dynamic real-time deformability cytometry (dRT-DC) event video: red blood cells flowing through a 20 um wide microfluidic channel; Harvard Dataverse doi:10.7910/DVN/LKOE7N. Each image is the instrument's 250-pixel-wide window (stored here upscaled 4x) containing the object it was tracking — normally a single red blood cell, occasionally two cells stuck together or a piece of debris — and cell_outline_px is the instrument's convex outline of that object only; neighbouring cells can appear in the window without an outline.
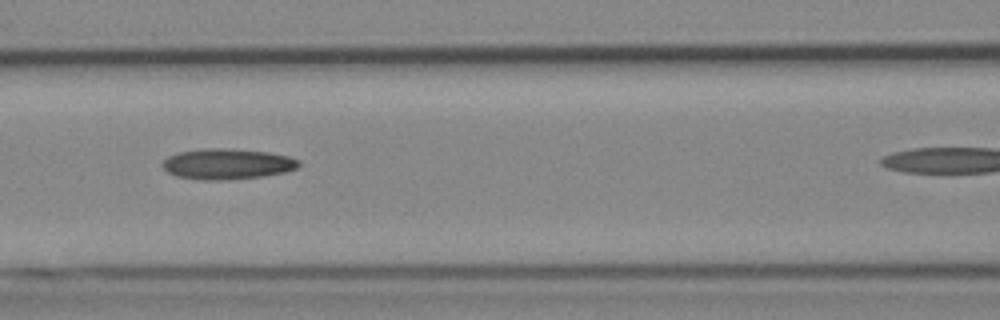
{"species": "Egyptian fruit bat (a non-hibernating species)", "species_latin": "Rousettus aegyptiacus", "temperature_condition": "cold", "stored_images_in_passage": 6, "camera_frame_rate_fps": 3000, "um_per_image_px": 0.085, "animal": {"sex": "female"}, "frame": {"image": 1, "passage_image": 4, "time_ms": 3.333, "image_size_px": [1000, 320], "cell_outline_px": [[300, 164], [296, 168], [284, 172], [264, 176], [224, 180], [200, 180], [176, 176], [168, 172], [160, 164], [168, 156], [180, 152], [208, 148], [224, 148], [268, 152], [288, 156], [300, 160]], "centroid_in_image_um": [19.31, 13.94], "position_along_channel_um": 147.3, "area_um2": 24.28}}